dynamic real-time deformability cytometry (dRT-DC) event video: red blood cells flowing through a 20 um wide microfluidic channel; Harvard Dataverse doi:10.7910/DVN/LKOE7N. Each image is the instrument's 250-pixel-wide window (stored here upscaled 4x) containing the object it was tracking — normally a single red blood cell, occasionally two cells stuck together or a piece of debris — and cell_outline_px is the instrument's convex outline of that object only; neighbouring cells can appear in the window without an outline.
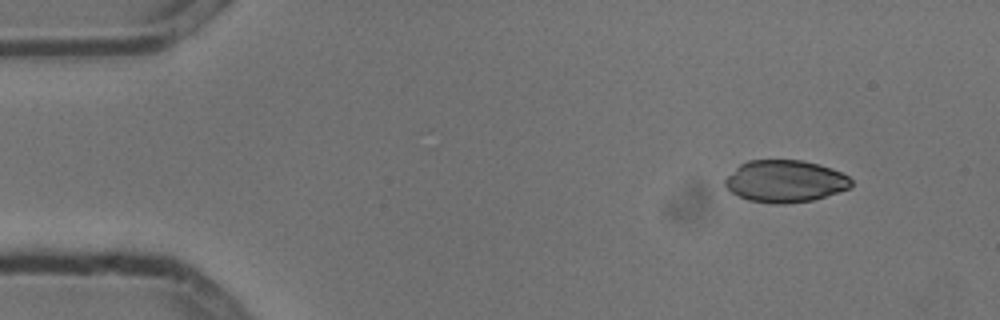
{"species": "common noctule bat (a hibernating species)", "species_latin": "Nyctalus noctula", "temperature_condition": "cold", "stored_images_in_passage": 4, "camera_frame_rate_fps": 3000, "um_per_image_px": 0.085, "animal": {"sex": "male", "body_mass_g": 13.3}, "frame": {"image": 1, "passage_image": 1, "time_ms": 0.0, "image_size_px": [1000, 320], "cell_outline_px": [[852, 184], [848, 188], [812, 200], [788, 204], [772, 204], [748, 200], [732, 192], [724, 184], [724, 180], [740, 164], [748, 160], [800, 160], [820, 164], [832, 168], [848, 176], [852, 180]], "centroid_in_image_um": [66.73, 15.4], "position_along_channel_um": 18.3, "area_um2": 30.81}}